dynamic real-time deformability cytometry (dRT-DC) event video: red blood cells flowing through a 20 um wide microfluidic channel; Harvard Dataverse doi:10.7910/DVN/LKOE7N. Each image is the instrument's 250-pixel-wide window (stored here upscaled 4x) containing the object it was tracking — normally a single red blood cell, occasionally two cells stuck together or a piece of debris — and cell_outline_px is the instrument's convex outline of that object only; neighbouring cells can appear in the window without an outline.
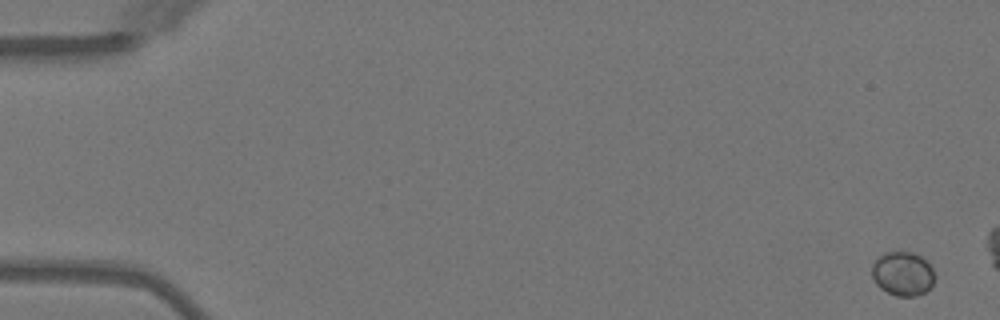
{"species": "Egyptian fruit bat (a non-hibernating species)", "species_latin": "Rousettus aegyptiacus", "temperature_condition": "warm", "stored_images_in_passage": 4, "camera_frame_rate_fps": 3000, "um_per_image_px": 0.085, "animal": {"sex": "female"}, "frame": {"image": 1, "passage_image": 1, "time_ms": 0.0, "image_size_px": [1000, 320], "cell_outline_px": [[932, 284], [924, 292], [916, 296], [896, 296], [880, 288], [876, 284], [872, 276], [872, 264], [884, 252], [912, 252], [920, 256], [932, 268]], "centroid_in_image_um": [76.69, 23.26], "position_along_channel_um": 8.3, "area_um2": 15.78}}